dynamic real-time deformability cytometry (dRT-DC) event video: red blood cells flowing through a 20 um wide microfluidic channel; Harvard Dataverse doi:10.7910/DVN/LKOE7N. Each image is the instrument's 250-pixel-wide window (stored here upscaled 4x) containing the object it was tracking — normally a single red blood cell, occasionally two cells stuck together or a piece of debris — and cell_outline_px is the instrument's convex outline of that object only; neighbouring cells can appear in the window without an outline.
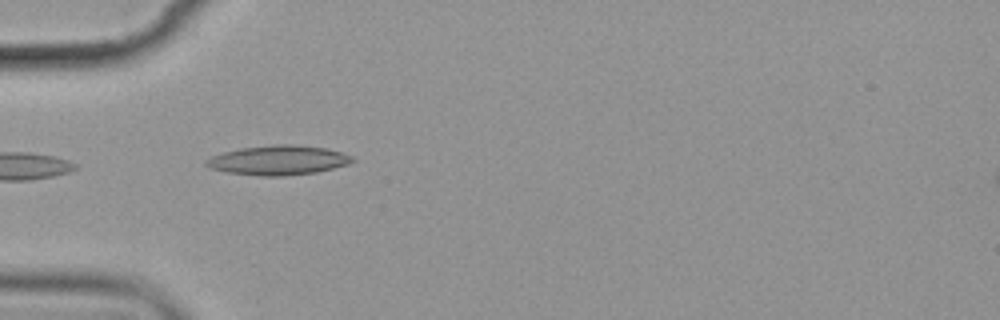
{"species": "common noctule bat (a hibernating species)", "species_latin": "Nyctalus noctula", "temperature_condition": "cold", "stored_images_in_passage": 15, "camera_frame_rate_fps": 3000, "um_per_image_px": 0.085, "animal": {"sex": "female", "body_mass_g": 19.9}, "frame": {"image": 1, "passage_image": 5, "time_ms": 5.333, "image_size_px": [1000, 320], "cell_outline_px": [[356, 160], [348, 164], [316, 172], [284, 176], [260, 176], [228, 172], [208, 168], [204, 164], [204, 160], [212, 156], [224, 152], [240, 148], [276, 144], [292, 144], [324, 148], [340, 152], [352, 156]], "centroid_in_image_um": [23.61, 13.62], "position_along_channel_um": 61.4, "area_um2": 25.09}}
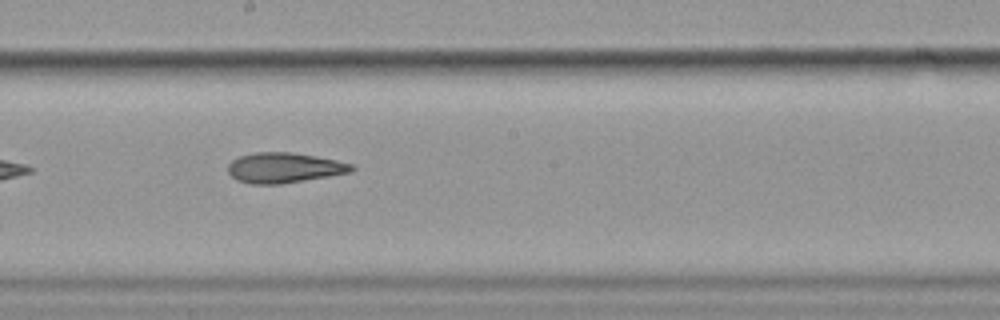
{"frame": {"image": 2, "passage_image": 9, "time_ms": 10.0, "image_size_px": [1000, 320], "cell_outline_px": [[356, 168], [352, 172], [280, 184], [252, 184], [236, 180], [228, 172], [228, 164], [232, 160], [240, 156], [256, 152], [292, 152], [316, 156], [336, 160], [352, 164]], "centroid_in_image_um": [24.15, 14.26], "position_along_channel_um": 224.0, "area_um2": 21.73}}
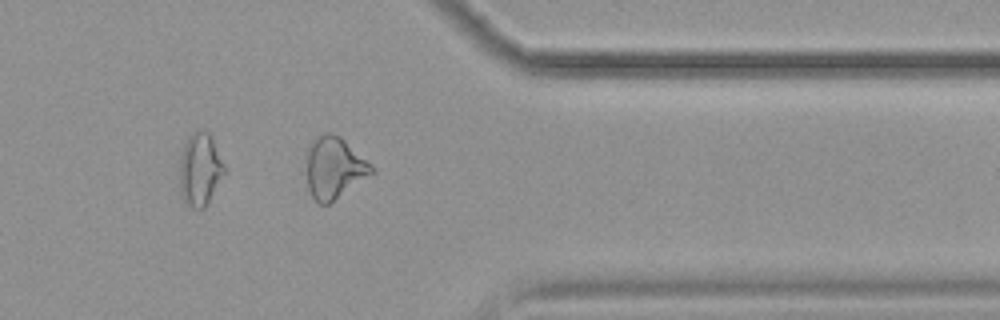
{"frame": {"image": 3, "passage_image": 13, "time_ms": 14.667, "image_size_px": [1000, 320], "cell_outline_px": [[376, 172], [328, 204], [320, 204], [312, 196], [308, 188], [304, 156], [312, 140], [324, 132], [332, 132], [340, 136], [372, 164], [376, 168]], "centroid_in_image_um": [28.4, 14.24], "position_along_channel_um": 383.0, "area_um2": 23.87}, "authors_computed_cell_mechanics": {"area_um2": 23.8714, "velocity_mm_per_s": 3.5793, "shape_relaxation_time_tau1_ms": 7.1077, "shape_relaxation_time_tau2_ms": 6.4479, "deformation_change_tau1": 0.1461, "deformation_change_tau2": 0.1651}}